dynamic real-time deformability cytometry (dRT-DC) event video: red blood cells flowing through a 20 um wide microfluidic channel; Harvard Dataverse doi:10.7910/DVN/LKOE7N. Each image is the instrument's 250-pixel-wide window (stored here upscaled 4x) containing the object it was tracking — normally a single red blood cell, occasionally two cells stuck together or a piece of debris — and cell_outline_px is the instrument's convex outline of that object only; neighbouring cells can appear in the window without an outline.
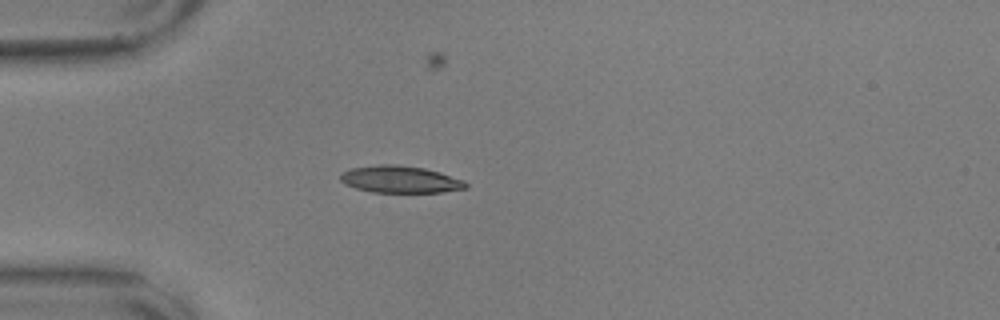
{"species": "common noctule bat (a hibernating species)", "species_latin": "Nyctalus noctula", "temperature_condition": "warm", "stored_images_in_passage": 11, "camera_frame_rate_fps": 3000, "um_per_image_px": 0.085, "animal": {"sex": "male", "body_mass_g": 17.9, "forearm_length_mm": 54.2}, "frame": {"image": 1, "passage_image": 1, "time_ms": 0.0, "image_size_px": [1000, 320], "cell_outline_px": [[468, 188], [440, 192], [372, 192], [356, 188], [344, 184], [340, 180], [340, 172], [348, 168], [380, 164], [392, 164], [424, 168], [440, 172], [464, 180], [468, 184]], "centroid_in_image_um": [33.98, 15.24], "position_along_channel_um": 51.0, "area_um2": 19.88}}